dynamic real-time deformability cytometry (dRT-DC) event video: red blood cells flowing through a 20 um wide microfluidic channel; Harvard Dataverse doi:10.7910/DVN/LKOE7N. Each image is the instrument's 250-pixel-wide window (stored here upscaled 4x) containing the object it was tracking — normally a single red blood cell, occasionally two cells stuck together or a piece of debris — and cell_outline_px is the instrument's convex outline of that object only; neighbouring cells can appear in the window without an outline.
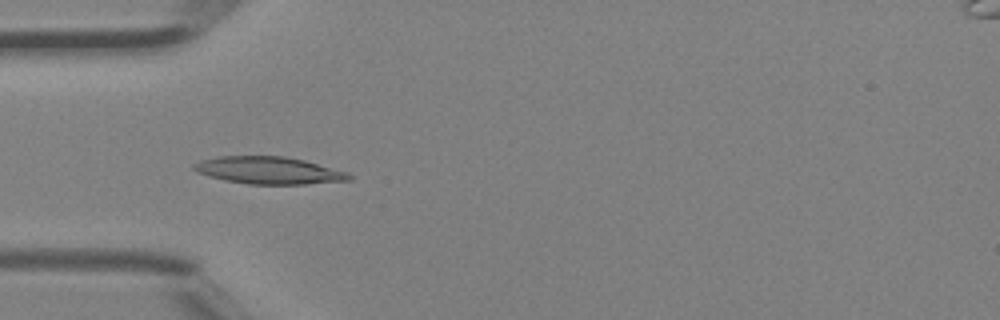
{"species": "Egyptian fruit bat (a non-hibernating species)", "species_latin": "Rousettus aegyptiacus", "temperature_condition": "room temperature", "stored_images_in_passage": 34, "camera_frame_rate_fps": 3000, "um_per_image_px": 0.085, "animal": {"sex": "female"}, "frame": {"image": 1, "passage_image": 2, "time_ms": 0.333, "image_size_px": [1000, 320], "cell_outline_px": [[352, 180], [304, 184], [248, 184], [224, 180], [208, 176], [196, 172], [192, 168], [192, 164], [200, 160], [220, 156], [284, 156], [304, 160], [348, 172], [352, 176]], "centroid_in_image_um": [22.82, 14.48], "position_along_channel_um": 62.2, "area_um2": 24.74}}
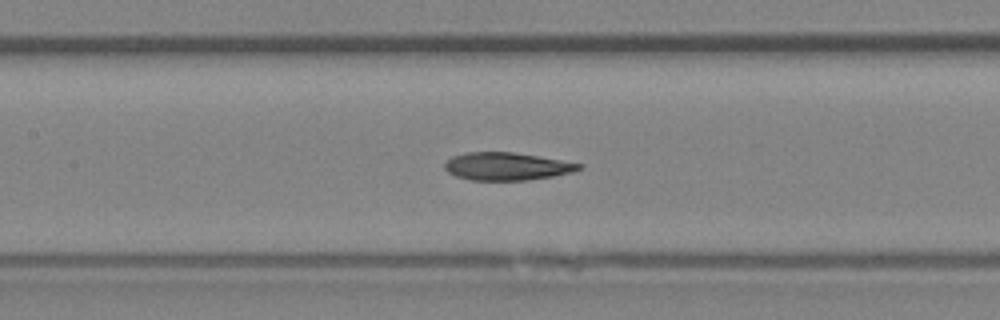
{"frame": {"image": 2, "passage_image": 9, "time_ms": 2.667, "image_size_px": [1000, 320], "cell_outline_px": [[584, 168], [572, 172], [552, 176], [528, 180], [472, 180], [456, 176], [448, 172], [444, 168], [444, 164], [452, 156], [468, 152], [512, 152], [584, 164]], "centroid_in_image_um": [43.08, 14.14], "position_along_channel_um": 164.3, "area_um2": 21.56}}
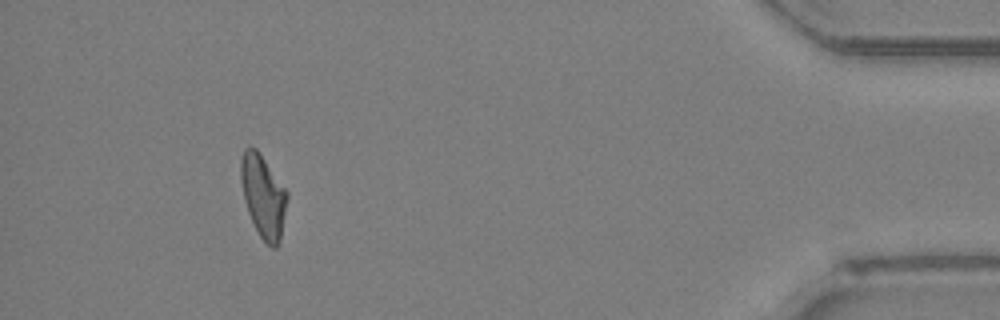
{"frame": {"image": 3, "passage_image": 30, "time_ms": 9.667, "image_size_px": [1000, 320], "cell_outline_px": [[288, 200], [280, 240], [276, 248], [272, 248], [260, 236], [248, 212], [244, 200], [240, 180], [240, 160], [244, 148], [256, 148], [288, 192]], "centroid_in_image_um": [22.37, 16.67], "position_along_channel_um": 412.8, "area_um2": 22.2}, "authors_computed_cell_mechanics": {"area_um2": 22.1952, "velocity_mm_per_s": 4.4479, "shape_relaxation_time_tau1_ms": null, "shape_relaxation_time_tau2_ms": 3.7245, "deformation_change_tau1": null, "deformation_change_tau2": 0.112}}